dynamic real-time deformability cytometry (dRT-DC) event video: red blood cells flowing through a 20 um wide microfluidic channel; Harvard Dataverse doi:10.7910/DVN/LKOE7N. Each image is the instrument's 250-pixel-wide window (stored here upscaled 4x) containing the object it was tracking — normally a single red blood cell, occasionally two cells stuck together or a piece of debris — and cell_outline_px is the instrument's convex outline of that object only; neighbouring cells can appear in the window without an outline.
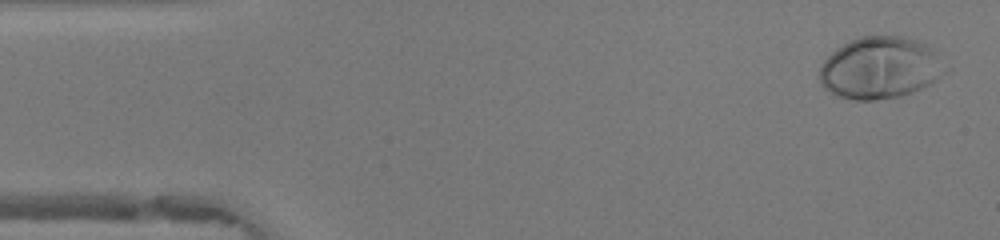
{"species": "human", "species_latin": "Homo sapiens", "temperature_condition": "warm", "stored_images_in_passage": 48, "camera_frame_rate_fps": 3000, "um_per_image_px": 0.085, "donor": {"sex": "female"}, "frame": {"image": 1, "passage_image": 2, "time_ms": 0.333, "image_size_px": [1000, 240], "cell_outline_px": [[952, 68], [948, 72], [928, 84], [912, 92], [900, 96], [876, 100], [852, 100], [836, 96], [824, 88], [820, 84], [820, 64], [836, 48], [860, 36], [904, 36], [916, 40], [932, 48]], "centroid_in_image_um": [74.84, 5.77], "position_along_channel_um": 10.2, "area_um2": 45.78}}
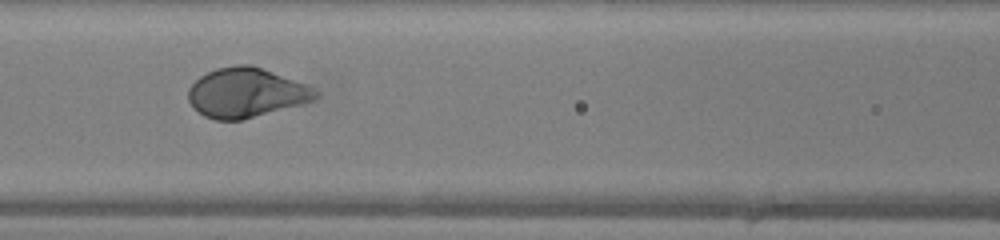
{"frame": {"image": 2, "passage_image": 20, "time_ms": 6.333, "image_size_px": [1000, 240], "cell_outline_px": [[320, 96], [316, 100], [240, 120], [216, 120], [204, 116], [188, 100], [188, 88], [200, 76], [216, 68], [236, 64], [252, 64], [308, 84], [320, 92]], "centroid_in_image_um": [20.96, 7.86], "position_along_channel_um": 145.6, "area_um2": 36.82}}
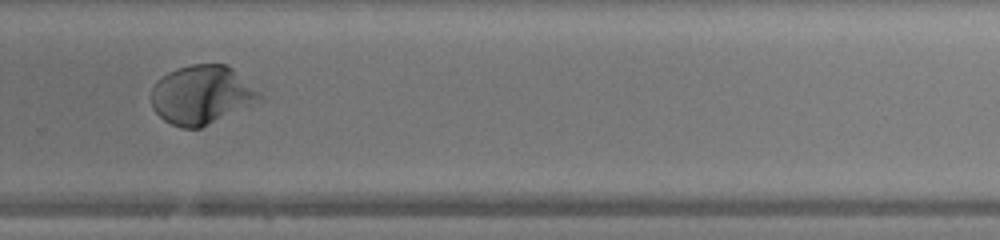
{"frame": {"image": 3, "passage_image": 32, "time_ms": 10.333, "image_size_px": [1000, 240], "cell_outline_px": [[264, 96], [260, 100], [200, 128], [180, 128], [164, 120], [152, 108], [152, 88], [156, 80], [168, 72], [176, 68], [192, 64], [224, 64], [232, 68], [260, 92]], "centroid_in_image_um": [17.11, 8.05], "position_along_channel_um": 312.7, "area_um2": 36.76}, "authors_computed_cell_mechanics": {"area_um2": 37.0787, "velocity_mm_per_s": 4.1935, "shape_relaxation_time_tau1_ms": 2.4032, "shape_relaxation_time_tau2_ms": null, "deformation_change_tau1": 0.1907, "deformation_change_tau2": null}}